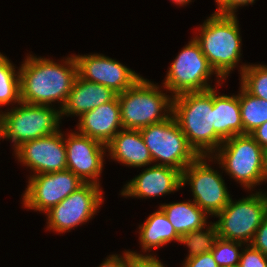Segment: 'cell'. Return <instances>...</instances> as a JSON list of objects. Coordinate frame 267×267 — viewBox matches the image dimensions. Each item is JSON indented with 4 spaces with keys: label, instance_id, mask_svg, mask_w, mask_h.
I'll use <instances>...</instances> for the list:
<instances>
[{
    "label": "cell",
    "instance_id": "6da1fadb",
    "mask_svg": "<svg viewBox=\"0 0 267 267\" xmlns=\"http://www.w3.org/2000/svg\"><path fill=\"white\" fill-rule=\"evenodd\" d=\"M23 62L19 69L21 102L52 106L58 101L61 110L78 76L74 55L63 60L64 65L31 54Z\"/></svg>",
    "mask_w": 267,
    "mask_h": 267
},
{
    "label": "cell",
    "instance_id": "7a4b0ae2",
    "mask_svg": "<svg viewBox=\"0 0 267 267\" xmlns=\"http://www.w3.org/2000/svg\"><path fill=\"white\" fill-rule=\"evenodd\" d=\"M172 115L198 156L214 155L223 143L213 126V88L174 96Z\"/></svg>",
    "mask_w": 267,
    "mask_h": 267
},
{
    "label": "cell",
    "instance_id": "3957f363",
    "mask_svg": "<svg viewBox=\"0 0 267 267\" xmlns=\"http://www.w3.org/2000/svg\"><path fill=\"white\" fill-rule=\"evenodd\" d=\"M236 15L213 13L200 25V35L195 36L203 54L223 82L236 67L241 57V37Z\"/></svg>",
    "mask_w": 267,
    "mask_h": 267
},
{
    "label": "cell",
    "instance_id": "277c9868",
    "mask_svg": "<svg viewBox=\"0 0 267 267\" xmlns=\"http://www.w3.org/2000/svg\"><path fill=\"white\" fill-rule=\"evenodd\" d=\"M157 86L141 77L132 87L117 94L123 129L140 130L172 115L173 97Z\"/></svg>",
    "mask_w": 267,
    "mask_h": 267
},
{
    "label": "cell",
    "instance_id": "5b68a950",
    "mask_svg": "<svg viewBox=\"0 0 267 267\" xmlns=\"http://www.w3.org/2000/svg\"><path fill=\"white\" fill-rule=\"evenodd\" d=\"M9 112H1L4 126V139L14 143V150L21 144L49 136L59 130L61 110L50 105H38L20 102Z\"/></svg>",
    "mask_w": 267,
    "mask_h": 267
},
{
    "label": "cell",
    "instance_id": "8992f818",
    "mask_svg": "<svg viewBox=\"0 0 267 267\" xmlns=\"http://www.w3.org/2000/svg\"><path fill=\"white\" fill-rule=\"evenodd\" d=\"M263 150L250 134L236 135L224 140L209 159H216L230 177L251 190L261 183Z\"/></svg>",
    "mask_w": 267,
    "mask_h": 267
},
{
    "label": "cell",
    "instance_id": "52a82bcc",
    "mask_svg": "<svg viewBox=\"0 0 267 267\" xmlns=\"http://www.w3.org/2000/svg\"><path fill=\"white\" fill-rule=\"evenodd\" d=\"M139 131L150 151L153 163L162 161L156 165L170 166L182 172L198 157L173 115Z\"/></svg>",
    "mask_w": 267,
    "mask_h": 267
},
{
    "label": "cell",
    "instance_id": "ba28073f",
    "mask_svg": "<svg viewBox=\"0 0 267 267\" xmlns=\"http://www.w3.org/2000/svg\"><path fill=\"white\" fill-rule=\"evenodd\" d=\"M256 192L229 203L219 212L214 222L220 238L251 244L258 227L267 215V194Z\"/></svg>",
    "mask_w": 267,
    "mask_h": 267
},
{
    "label": "cell",
    "instance_id": "9c48e42d",
    "mask_svg": "<svg viewBox=\"0 0 267 267\" xmlns=\"http://www.w3.org/2000/svg\"><path fill=\"white\" fill-rule=\"evenodd\" d=\"M214 72L193 38L171 63L163 87L171 92L172 97L186 92L207 91L213 88L207 82Z\"/></svg>",
    "mask_w": 267,
    "mask_h": 267
},
{
    "label": "cell",
    "instance_id": "30bf717a",
    "mask_svg": "<svg viewBox=\"0 0 267 267\" xmlns=\"http://www.w3.org/2000/svg\"><path fill=\"white\" fill-rule=\"evenodd\" d=\"M205 158L209 156H198L182 171V187L189 184L193 201L207 214L216 216L231 197L222 175L212 169Z\"/></svg>",
    "mask_w": 267,
    "mask_h": 267
},
{
    "label": "cell",
    "instance_id": "8fae6325",
    "mask_svg": "<svg viewBox=\"0 0 267 267\" xmlns=\"http://www.w3.org/2000/svg\"><path fill=\"white\" fill-rule=\"evenodd\" d=\"M102 194L100 185L84 183L46 212L47 229L63 233L87 222L102 204Z\"/></svg>",
    "mask_w": 267,
    "mask_h": 267
},
{
    "label": "cell",
    "instance_id": "7c38bea8",
    "mask_svg": "<svg viewBox=\"0 0 267 267\" xmlns=\"http://www.w3.org/2000/svg\"><path fill=\"white\" fill-rule=\"evenodd\" d=\"M84 183L68 169L32 175L23 194V206L46 213Z\"/></svg>",
    "mask_w": 267,
    "mask_h": 267
},
{
    "label": "cell",
    "instance_id": "4fadbf2b",
    "mask_svg": "<svg viewBox=\"0 0 267 267\" xmlns=\"http://www.w3.org/2000/svg\"><path fill=\"white\" fill-rule=\"evenodd\" d=\"M74 57L80 78L111 88L117 94L132 87L141 78L135 71L102 54Z\"/></svg>",
    "mask_w": 267,
    "mask_h": 267
},
{
    "label": "cell",
    "instance_id": "5bb4252c",
    "mask_svg": "<svg viewBox=\"0 0 267 267\" xmlns=\"http://www.w3.org/2000/svg\"><path fill=\"white\" fill-rule=\"evenodd\" d=\"M16 158L34 174L67 169L65 138L61 131L25 142L15 150Z\"/></svg>",
    "mask_w": 267,
    "mask_h": 267
},
{
    "label": "cell",
    "instance_id": "9a60e30c",
    "mask_svg": "<svg viewBox=\"0 0 267 267\" xmlns=\"http://www.w3.org/2000/svg\"><path fill=\"white\" fill-rule=\"evenodd\" d=\"M65 138L67 169L85 183L100 185L107 146L95 139L72 132ZM106 149V150H105Z\"/></svg>",
    "mask_w": 267,
    "mask_h": 267
},
{
    "label": "cell",
    "instance_id": "2e32d148",
    "mask_svg": "<svg viewBox=\"0 0 267 267\" xmlns=\"http://www.w3.org/2000/svg\"><path fill=\"white\" fill-rule=\"evenodd\" d=\"M182 187V172L166 165H153L130 180L122 196L151 198L175 192Z\"/></svg>",
    "mask_w": 267,
    "mask_h": 267
},
{
    "label": "cell",
    "instance_id": "e0dca14e",
    "mask_svg": "<svg viewBox=\"0 0 267 267\" xmlns=\"http://www.w3.org/2000/svg\"><path fill=\"white\" fill-rule=\"evenodd\" d=\"M79 119L78 133L107 145L123 129L118 95L112 101L84 113Z\"/></svg>",
    "mask_w": 267,
    "mask_h": 267
},
{
    "label": "cell",
    "instance_id": "ac0fdd59",
    "mask_svg": "<svg viewBox=\"0 0 267 267\" xmlns=\"http://www.w3.org/2000/svg\"><path fill=\"white\" fill-rule=\"evenodd\" d=\"M116 96L117 93L111 88L83 80L77 76L68 99L61 109V116L76 115L80 117L101 104L112 101Z\"/></svg>",
    "mask_w": 267,
    "mask_h": 267
},
{
    "label": "cell",
    "instance_id": "d6986e66",
    "mask_svg": "<svg viewBox=\"0 0 267 267\" xmlns=\"http://www.w3.org/2000/svg\"><path fill=\"white\" fill-rule=\"evenodd\" d=\"M106 146L113 160L128 167H145L153 162L139 130L122 129Z\"/></svg>",
    "mask_w": 267,
    "mask_h": 267
},
{
    "label": "cell",
    "instance_id": "ffe728a7",
    "mask_svg": "<svg viewBox=\"0 0 267 267\" xmlns=\"http://www.w3.org/2000/svg\"><path fill=\"white\" fill-rule=\"evenodd\" d=\"M213 88V118L214 131L223 139L227 140L236 135L244 134L241 121V110L238 95H218Z\"/></svg>",
    "mask_w": 267,
    "mask_h": 267
},
{
    "label": "cell",
    "instance_id": "44dd1931",
    "mask_svg": "<svg viewBox=\"0 0 267 267\" xmlns=\"http://www.w3.org/2000/svg\"><path fill=\"white\" fill-rule=\"evenodd\" d=\"M160 209L173 225L176 233L182 235L207 227V213L194 201L161 204Z\"/></svg>",
    "mask_w": 267,
    "mask_h": 267
},
{
    "label": "cell",
    "instance_id": "7402d4cb",
    "mask_svg": "<svg viewBox=\"0 0 267 267\" xmlns=\"http://www.w3.org/2000/svg\"><path fill=\"white\" fill-rule=\"evenodd\" d=\"M139 229V240L144 252L164 246L173 240L180 242V236L160 208L152 213Z\"/></svg>",
    "mask_w": 267,
    "mask_h": 267
},
{
    "label": "cell",
    "instance_id": "603a6c76",
    "mask_svg": "<svg viewBox=\"0 0 267 267\" xmlns=\"http://www.w3.org/2000/svg\"><path fill=\"white\" fill-rule=\"evenodd\" d=\"M239 102L244 134H250L267 121V100L251 95L241 86Z\"/></svg>",
    "mask_w": 267,
    "mask_h": 267
},
{
    "label": "cell",
    "instance_id": "cb8c5ba5",
    "mask_svg": "<svg viewBox=\"0 0 267 267\" xmlns=\"http://www.w3.org/2000/svg\"><path fill=\"white\" fill-rule=\"evenodd\" d=\"M14 67L10 60L0 53V106L21 102L19 69L16 72Z\"/></svg>",
    "mask_w": 267,
    "mask_h": 267
},
{
    "label": "cell",
    "instance_id": "d4e9b609",
    "mask_svg": "<svg viewBox=\"0 0 267 267\" xmlns=\"http://www.w3.org/2000/svg\"><path fill=\"white\" fill-rule=\"evenodd\" d=\"M218 237L215 223L210 222V226L208 225L207 228L203 227L182 235L180 237V243L187 245L189 254L186 258H190L211 252L214 249Z\"/></svg>",
    "mask_w": 267,
    "mask_h": 267
},
{
    "label": "cell",
    "instance_id": "484cf974",
    "mask_svg": "<svg viewBox=\"0 0 267 267\" xmlns=\"http://www.w3.org/2000/svg\"><path fill=\"white\" fill-rule=\"evenodd\" d=\"M241 86L251 95L267 100V65H241Z\"/></svg>",
    "mask_w": 267,
    "mask_h": 267
},
{
    "label": "cell",
    "instance_id": "4316f807",
    "mask_svg": "<svg viewBox=\"0 0 267 267\" xmlns=\"http://www.w3.org/2000/svg\"><path fill=\"white\" fill-rule=\"evenodd\" d=\"M242 244L244 243L218 237L214 249L211 251L218 266L239 265L241 252H239L238 247H242Z\"/></svg>",
    "mask_w": 267,
    "mask_h": 267
},
{
    "label": "cell",
    "instance_id": "83f0119b",
    "mask_svg": "<svg viewBox=\"0 0 267 267\" xmlns=\"http://www.w3.org/2000/svg\"><path fill=\"white\" fill-rule=\"evenodd\" d=\"M246 246V249L243 248L241 251L239 267H267V256L251 244Z\"/></svg>",
    "mask_w": 267,
    "mask_h": 267
},
{
    "label": "cell",
    "instance_id": "f1b7e54d",
    "mask_svg": "<svg viewBox=\"0 0 267 267\" xmlns=\"http://www.w3.org/2000/svg\"><path fill=\"white\" fill-rule=\"evenodd\" d=\"M128 267H165L160 260L151 254L143 255L129 251Z\"/></svg>",
    "mask_w": 267,
    "mask_h": 267
},
{
    "label": "cell",
    "instance_id": "f546056e",
    "mask_svg": "<svg viewBox=\"0 0 267 267\" xmlns=\"http://www.w3.org/2000/svg\"><path fill=\"white\" fill-rule=\"evenodd\" d=\"M251 245L267 256V215L258 227Z\"/></svg>",
    "mask_w": 267,
    "mask_h": 267
},
{
    "label": "cell",
    "instance_id": "4dcf8cb0",
    "mask_svg": "<svg viewBox=\"0 0 267 267\" xmlns=\"http://www.w3.org/2000/svg\"><path fill=\"white\" fill-rule=\"evenodd\" d=\"M183 267H219L211 252L185 259Z\"/></svg>",
    "mask_w": 267,
    "mask_h": 267
},
{
    "label": "cell",
    "instance_id": "1f68e13d",
    "mask_svg": "<svg viewBox=\"0 0 267 267\" xmlns=\"http://www.w3.org/2000/svg\"><path fill=\"white\" fill-rule=\"evenodd\" d=\"M119 255H110L101 263L99 267H128L129 264V250Z\"/></svg>",
    "mask_w": 267,
    "mask_h": 267
},
{
    "label": "cell",
    "instance_id": "d6a6232c",
    "mask_svg": "<svg viewBox=\"0 0 267 267\" xmlns=\"http://www.w3.org/2000/svg\"><path fill=\"white\" fill-rule=\"evenodd\" d=\"M250 135L263 149L267 148V121L254 129Z\"/></svg>",
    "mask_w": 267,
    "mask_h": 267
},
{
    "label": "cell",
    "instance_id": "836d02e7",
    "mask_svg": "<svg viewBox=\"0 0 267 267\" xmlns=\"http://www.w3.org/2000/svg\"><path fill=\"white\" fill-rule=\"evenodd\" d=\"M218 7L214 13L230 15V0H215Z\"/></svg>",
    "mask_w": 267,
    "mask_h": 267
},
{
    "label": "cell",
    "instance_id": "e575fe53",
    "mask_svg": "<svg viewBox=\"0 0 267 267\" xmlns=\"http://www.w3.org/2000/svg\"><path fill=\"white\" fill-rule=\"evenodd\" d=\"M255 0H230V15H236L237 7L253 4Z\"/></svg>",
    "mask_w": 267,
    "mask_h": 267
},
{
    "label": "cell",
    "instance_id": "d590c367",
    "mask_svg": "<svg viewBox=\"0 0 267 267\" xmlns=\"http://www.w3.org/2000/svg\"><path fill=\"white\" fill-rule=\"evenodd\" d=\"M267 181V148L263 150L262 167H261V183Z\"/></svg>",
    "mask_w": 267,
    "mask_h": 267
},
{
    "label": "cell",
    "instance_id": "8d00e7d4",
    "mask_svg": "<svg viewBox=\"0 0 267 267\" xmlns=\"http://www.w3.org/2000/svg\"><path fill=\"white\" fill-rule=\"evenodd\" d=\"M172 2L175 4H179L180 6L186 5L191 2V0H172Z\"/></svg>",
    "mask_w": 267,
    "mask_h": 267
},
{
    "label": "cell",
    "instance_id": "74e56055",
    "mask_svg": "<svg viewBox=\"0 0 267 267\" xmlns=\"http://www.w3.org/2000/svg\"><path fill=\"white\" fill-rule=\"evenodd\" d=\"M4 138V126L0 118V139Z\"/></svg>",
    "mask_w": 267,
    "mask_h": 267
},
{
    "label": "cell",
    "instance_id": "f35d334b",
    "mask_svg": "<svg viewBox=\"0 0 267 267\" xmlns=\"http://www.w3.org/2000/svg\"><path fill=\"white\" fill-rule=\"evenodd\" d=\"M224 267H239V265H237V266H224Z\"/></svg>",
    "mask_w": 267,
    "mask_h": 267
}]
</instances>
